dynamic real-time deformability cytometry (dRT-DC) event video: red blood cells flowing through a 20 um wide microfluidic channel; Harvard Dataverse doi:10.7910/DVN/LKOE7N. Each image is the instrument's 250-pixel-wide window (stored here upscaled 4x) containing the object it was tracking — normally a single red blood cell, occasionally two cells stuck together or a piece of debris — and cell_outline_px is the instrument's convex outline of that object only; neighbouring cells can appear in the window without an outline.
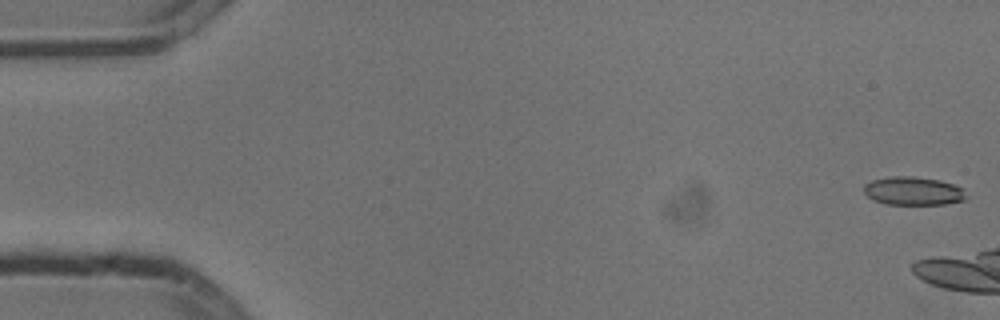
{"species": "common noctule bat (a hibernating species)", "species_latin": "Nyctalus noctula", "temperature_condition": "cold", "stored_images_in_passage": 6, "camera_frame_rate_fps": 3000, "um_per_image_px": 0.085, "animal": {"sex": "male", "body_mass_g": 13.3}, "frame": {"image": 1, "passage_image": 1, "time_ms": 0.0, "image_size_px": [1000, 320], "cell_outline_px": [[968, 200], [944, 204], [884, 204], [872, 200], [864, 192], [864, 184], [872, 180], [888, 176], [912, 176], [940, 180], [964, 188], [968, 196]], "centroid_in_image_um": [77.65, 16.23], "position_along_channel_um": 7.3, "area_um2": 17.22}}
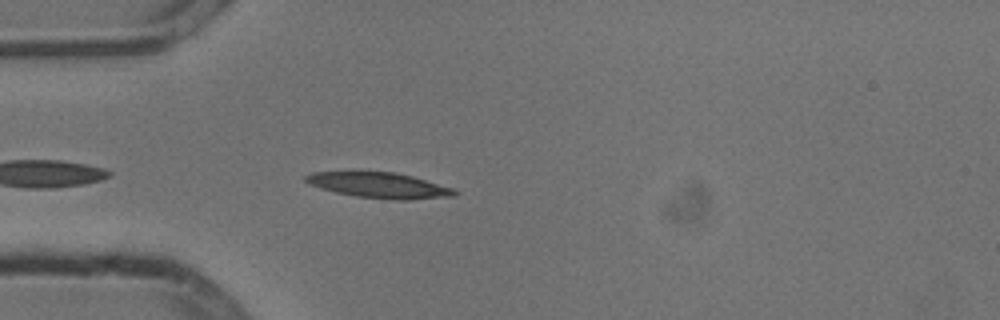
{"frame": {"image": 2, "passage_image": 6, "time_ms": 1.667, "image_size_px": [1000, 320], "cell_outline_px": [[460, 192], [456, 196], [408, 200], [396, 200], [356, 196], [336, 192], [320, 188], [304, 180], [304, 176], [312, 172], [360, 168], [396, 172], [412, 176], [452, 188]], "centroid_in_image_um": [32.17, 15.69], "position_along_channel_um": 52.8, "area_um2": 23.18}}